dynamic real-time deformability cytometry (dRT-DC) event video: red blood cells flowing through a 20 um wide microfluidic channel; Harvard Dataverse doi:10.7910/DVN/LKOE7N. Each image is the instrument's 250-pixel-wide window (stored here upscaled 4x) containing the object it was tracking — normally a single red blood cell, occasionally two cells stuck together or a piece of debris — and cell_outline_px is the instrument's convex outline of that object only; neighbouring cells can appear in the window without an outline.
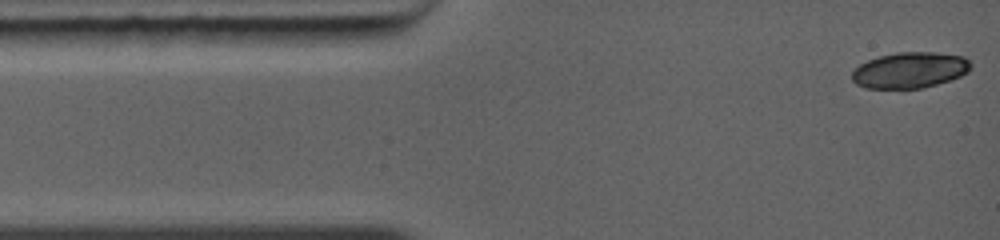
{"species": "common noctule bat (a hibernating species)", "species_latin": "Nyctalus noctula", "temperature_condition": "warm", "stored_images_in_passage": 3, "camera_frame_rate_fps": 5000, "um_per_image_px": 0.085, "animal": {"sex": "female", "body_mass_g": 19.0, "forearm_length_mm": 56.7}, "frame": {"image": 1, "passage_image": 1, "time_ms": 0.0, "image_size_px": [1000, 240], "cell_outline_px": [[972, 68], [968, 72], [960, 76], [936, 84], [920, 88], [864, 88], [856, 84], [852, 80], [852, 72], [860, 64], [868, 60], [880, 56], [896, 52], [936, 52], [964, 56], [972, 64]], "centroid_in_image_um": [77.35, 5.95], "position_along_channel_um": 7.7, "area_um2": 24.85}}